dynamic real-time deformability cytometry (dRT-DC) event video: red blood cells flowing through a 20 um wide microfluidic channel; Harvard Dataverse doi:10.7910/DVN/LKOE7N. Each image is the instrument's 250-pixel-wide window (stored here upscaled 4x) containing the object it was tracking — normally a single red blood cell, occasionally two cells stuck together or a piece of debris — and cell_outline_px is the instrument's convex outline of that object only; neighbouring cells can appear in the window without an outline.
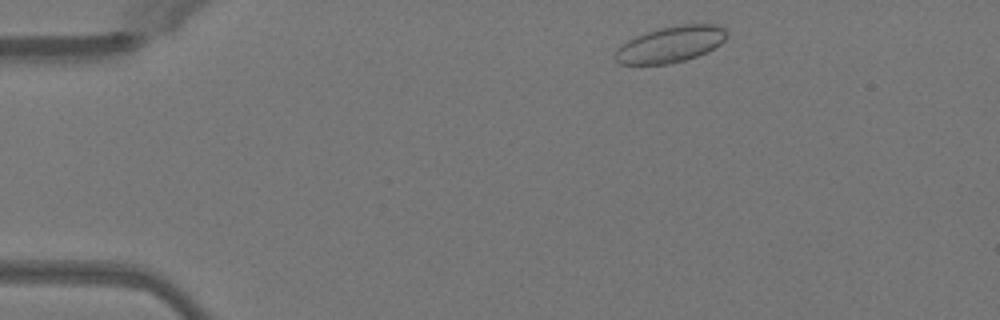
{"species": "Egyptian fruit bat (a non-hibernating species)", "species_latin": "Rousettus aegyptiacus", "temperature_condition": "warm", "stored_images_in_passage": 12, "camera_frame_rate_fps": 3000, "um_per_image_px": 0.085, "animal": {"sex": "female"}, "frame": {"image": 1, "passage_image": 2, "time_ms": 0.333, "image_size_px": [1000, 320], "cell_outline_px": [[728, 36], [720, 44], [708, 52], [684, 60], [668, 64], [620, 64], [612, 56], [628, 40], [636, 36], [660, 28], [684, 24], [716, 24], [728, 28]], "centroid_in_image_um": [57.07, 3.76], "position_along_channel_um": 27.9, "area_um2": 23.41}}
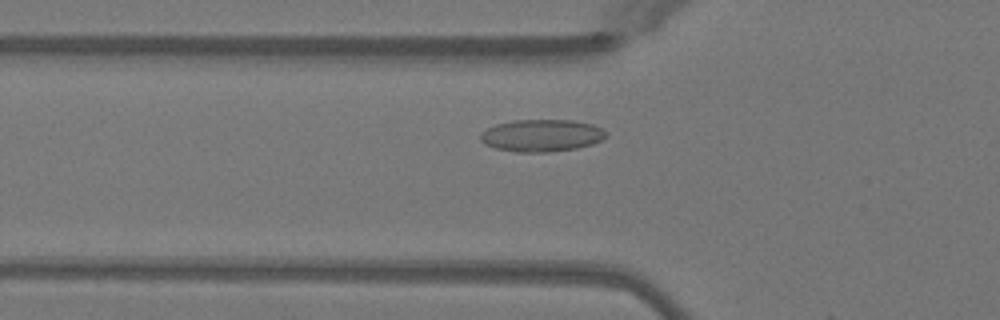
{"frame": {"image": 2, "passage_image": 11, "time_ms": 3.333, "image_size_px": [1000, 320], "cell_outline_px": [[604, 136], [600, 140], [592, 144], [576, 148], [548, 152], [516, 152], [496, 148], [484, 144], [480, 140], [480, 132], [496, 124], [512, 120], [572, 120], [592, 124], [600, 128], [604, 132]], "centroid_in_image_um": [45.97, 11.51], "position_along_channel_um": 79.8, "area_um2": 23.41}}